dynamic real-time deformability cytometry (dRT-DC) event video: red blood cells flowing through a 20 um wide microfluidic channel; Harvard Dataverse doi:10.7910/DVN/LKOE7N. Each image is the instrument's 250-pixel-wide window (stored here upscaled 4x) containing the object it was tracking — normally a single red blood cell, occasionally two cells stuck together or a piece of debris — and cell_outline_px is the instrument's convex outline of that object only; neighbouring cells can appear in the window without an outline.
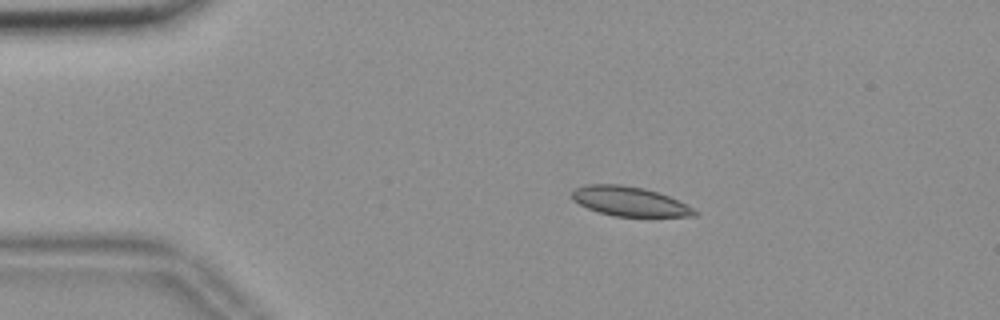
{"species": "common noctule bat (a hibernating species)", "species_latin": "Nyctalus noctula", "temperature_condition": "room temperature", "stored_images_in_passage": 55, "camera_frame_rate_fps": 3000, "um_per_image_px": 0.085, "animal": {"sex": "female", "body_mass_g": 18.4}, "frame": {"image": 1, "passage_image": 10, "time_ms": 3.0, "image_size_px": [1000, 320], "cell_outline_px": [[700, 212], [696, 216], [616, 216], [600, 212], [588, 208], [572, 200], [572, 188], [588, 184], [620, 184], [644, 188], [668, 196]], "centroid_in_image_um": [53.47, 17.1], "position_along_channel_um": 31.5, "area_um2": 20.81}}
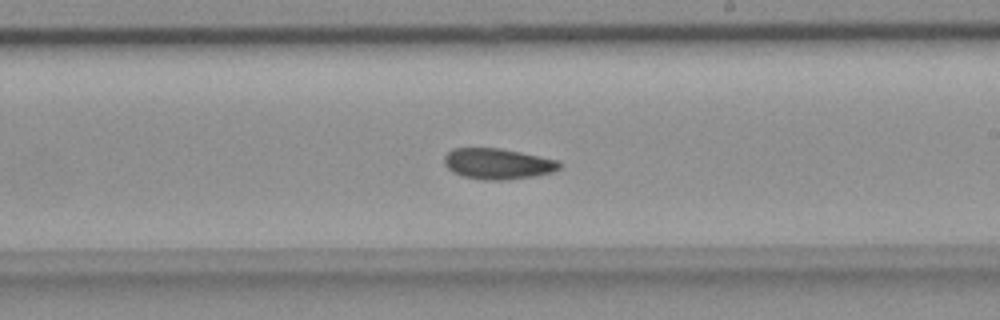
{"frame": {"image": 2, "passage_image": 32, "time_ms": 10.333, "image_size_px": [1000, 320], "cell_outline_px": [[560, 168], [552, 172], [532, 176], [508, 180], [484, 180], [464, 176], [452, 172], [444, 164], [444, 156], [452, 148], [500, 148], [560, 160]], "centroid_in_image_um": [42.3, 13.92], "position_along_channel_um": 246.7, "area_um2": 20.69}}
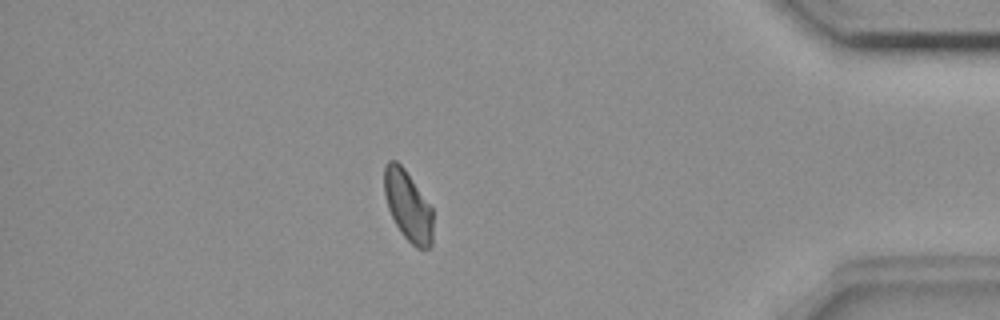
{"frame": {"image": 3, "passage_image": 48, "time_ms": 15.667, "image_size_px": [1000, 320], "cell_outline_px": [[432, 244], [428, 248], [416, 248], [400, 232], [388, 208], [384, 192], [384, 164], [388, 160], [396, 160], [404, 168], [432, 208]], "centroid_in_image_um": [34.66, 17.48], "position_along_channel_um": 400.5, "area_um2": 19.77}, "authors_computed_cell_mechanics": {"area_um2": 20.808, "velocity_mm_per_s": 3.6236, "shape_relaxation_time_tau1_ms": 10.322, "shape_relaxation_time_tau2_ms": null, "deformation_change_tau1": 0.1364, "deformation_change_tau2": null}}